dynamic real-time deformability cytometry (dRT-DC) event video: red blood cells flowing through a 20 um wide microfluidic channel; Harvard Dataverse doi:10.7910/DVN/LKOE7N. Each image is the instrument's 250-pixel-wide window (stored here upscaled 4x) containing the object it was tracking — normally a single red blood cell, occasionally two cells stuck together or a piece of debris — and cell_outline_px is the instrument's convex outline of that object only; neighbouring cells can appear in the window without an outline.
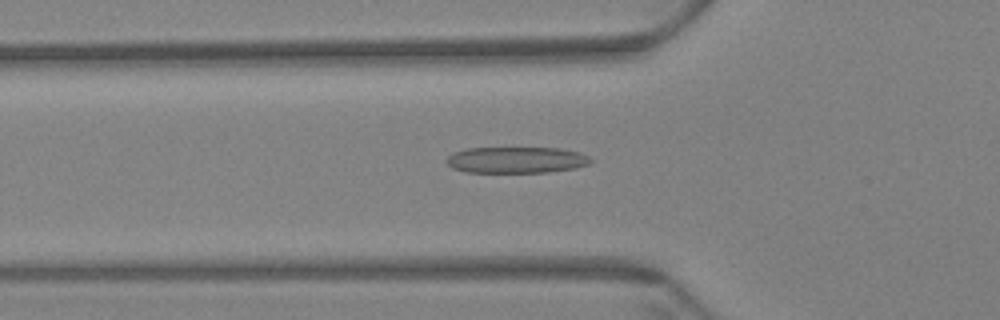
{"species": "Egyptian fruit bat (a non-hibernating species)", "species_latin": "Rousettus aegyptiacus", "temperature_condition": "warm", "stored_images_in_passage": 39, "camera_frame_rate_fps": 3000, "um_per_image_px": 0.085, "animal": {"sex": "female"}, "frame": {"image": 1, "passage_image": 5, "time_ms": 1.333, "image_size_px": [1000, 320], "cell_outline_px": [[592, 160], [588, 164], [576, 168], [548, 172], [464, 172], [452, 168], [444, 160], [448, 156], [464, 148], [560, 148], [580, 152], [588, 156]], "centroid_in_image_um": [43.88, 13.59], "position_along_channel_um": 81.9, "area_um2": 22.14}}
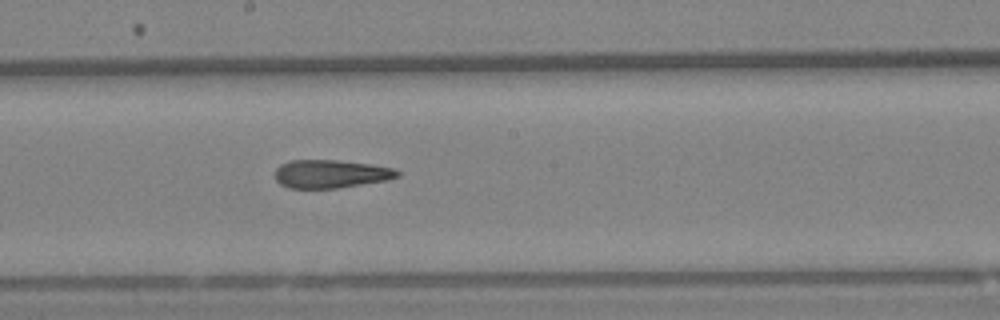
{"frame": {"image": 2, "passage_image": 17, "time_ms": 5.333, "image_size_px": [1000, 320], "cell_outline_px": [[400, 176], [388, 180], [340, 188], [288, 188], [280, 184], [276, 180], [276, 168], [280, 164], [288, 160], [336, 160], [372, 164], [396, 168], [400, 172]], "centroid_in_image_um": [28.14, 14.78], "position_along_channel_um": 220.1, "area_um2": 20.4}}
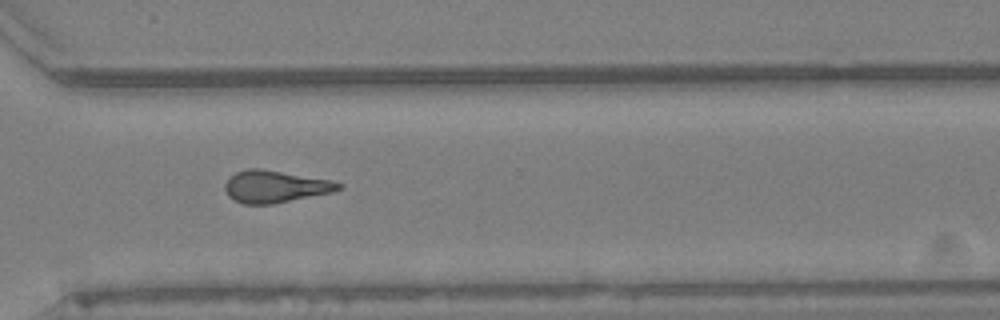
{"frame": {"image": 3, "passage_image": 28, "time_ms": 9.0, "image_size_px": [1000, 320], "cell_outline_px": [[344, 188], [332, 192], [272, 204], [244, 204], [232, 200], [228, 196], [224, 188], [224, 184], [236, 172], [248, 168], [260, 168], [332, 180], [344, 184]], "centroid_in_image_um": [23.4, 15.86], "position_along_channel_um": 347.2, "area_um2": 21.33}, "authors_computed_cell_mechanics": {"area_um2": 21.5594, "velocity_mm_per_s": 3.4587, "shape_relaxation_time_tau1_ms": null, "shape_relaxation_time_tau2_ms": 4.6344, "deformation_change_tau1": null, "deformation_change_tau2": 0.1685}}